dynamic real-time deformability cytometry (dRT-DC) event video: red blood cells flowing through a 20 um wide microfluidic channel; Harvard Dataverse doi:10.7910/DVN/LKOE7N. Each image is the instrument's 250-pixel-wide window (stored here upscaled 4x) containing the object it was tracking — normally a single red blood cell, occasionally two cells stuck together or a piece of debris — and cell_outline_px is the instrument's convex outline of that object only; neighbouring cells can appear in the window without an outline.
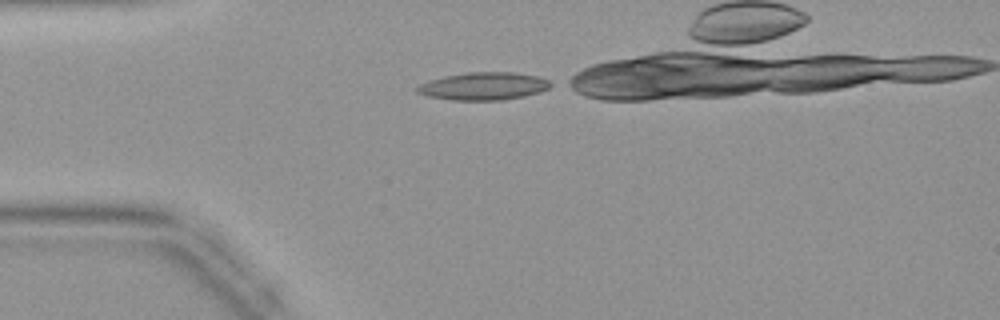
{"species": "common noctule bat (a hibernating species)", "species_latin": "Nyctalus noctula", "temperature_condition": "warm", "stored_images_in_passage": 25, "camera_frame_rate_fps": 3000, "um_per_image_px": 0.085, "animal": {"sex": "female", "body_mass_g": 19.9}, "frame": {"image": 1, "passage_image": 1, "time_ms": 0.0, "image_size_px": [1000, 320], "cell_outline_px": [[556, 84], [540, 92], [524, 96], [504, 100], [452, 100], [428, 96], [416, 92], [416, 88], [420, 84], [428, 80], [444, 76], [468, 72], [512, 72], [540, 76], [552, 80]], "centroid_in_image_um": [41.17, 7.31], "position_along_channel_um": 43.8, "area_um2": 21.85}}
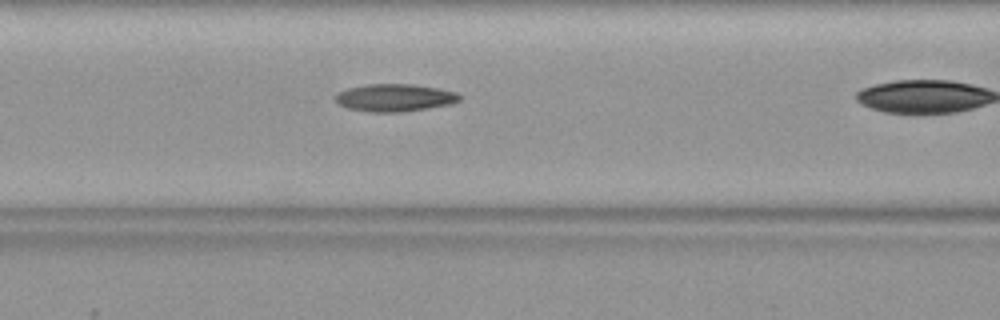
{"frame": {"image": 2, "passage_image": 8, "time_ms": 2.333, "image_size_px": [1000, 320], "cell_outline_px": [[464, 96], [460, 100], [452, 104], [428, 108], [400, 112], [372, 112], [348, 108], [340, 104], [336, 100], [336, 96], [340, 92], [348, 88], [368, 84], [412, 84], [436, 88], [456, 92]], "centroid_in_image_um": [33.61, 8.3], "position_along_channel_um": 133.0, "area_um2": 19.77}}
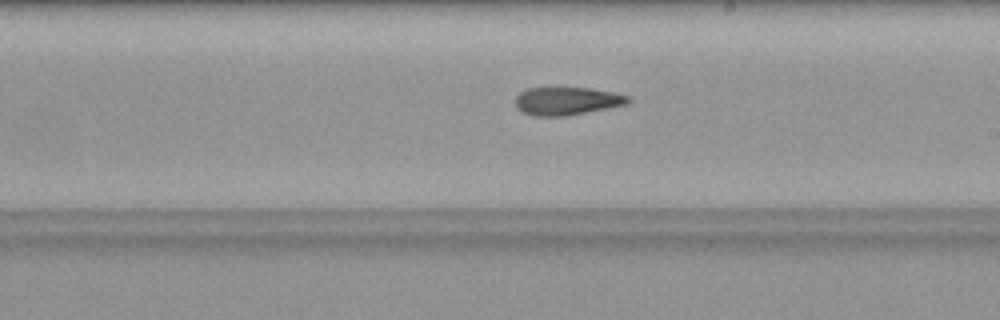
{"frame": {"image": 3, "passage_image": 15, "time_ms": 4.667, "image_size_px": [1000, 320], "cell_outline_px": [[632, 100], [628, 104], [608, 108], [564, 116], [532, 116], [516, 108], [516, 96], [520, 92], [528, 88], [592, 88], [612, 92], [628, 96]], "centroid_in_image_um": [48.19, 8.59], "position_along_channel_um": 240.8, "area_um2": 18.32}}